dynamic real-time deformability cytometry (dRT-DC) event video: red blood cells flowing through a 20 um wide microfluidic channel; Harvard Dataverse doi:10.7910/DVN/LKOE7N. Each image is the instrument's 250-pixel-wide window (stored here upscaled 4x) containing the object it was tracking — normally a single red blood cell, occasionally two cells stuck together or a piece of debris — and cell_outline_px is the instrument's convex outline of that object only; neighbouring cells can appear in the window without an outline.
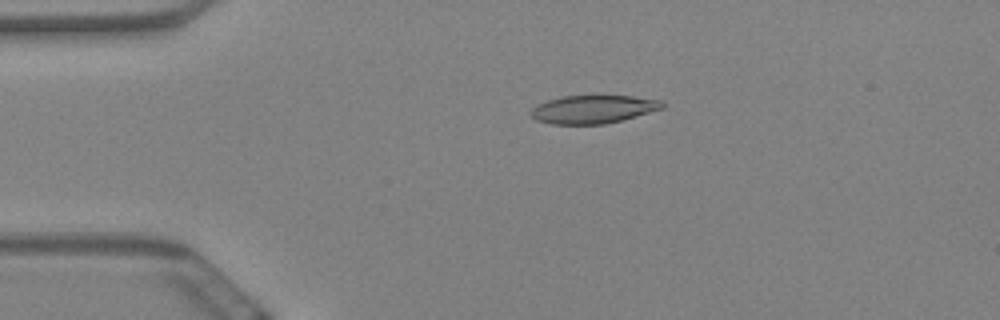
{"species": "Egyptian fruit bat (a non-hibernating species)", "species_latin": "Rousettus aegyptiacus", "temperature_condition": "warm", "stored_images_in_passage": 60, "camera_frame_rate_fps": 3000, "um_per_image_px": 0.085, "animal": {"sex": "female"}, "frame": {"image": 1, "passage_image": 13, "time_ms": 4.0, "image_size_px": [1000, 320], "cell_outline_px": [[664, 108], [636, 116], [604, 124], [552, 124], [536, 120], [528, 112], [536, 104], [560, 96], [600, 92], [632, 96], [660, 100], [664, 104]], "centroid_in_image_um": [50.39, 9.23], "position_along_channel_um": 34.6, "area_um2": 22.54}}
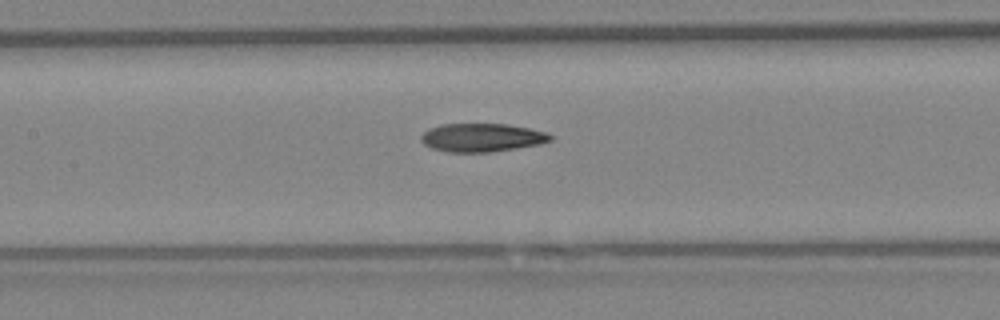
{"frame": {"image": 2, "passage_image": 28, "time_ms": 9.0, "image_size_px": [1000, 320], "cell_outline_px": [[552, 140], [540, 144], [492, 152], [448, 152], [432, 148], [424, 144], [420, 140], [420, 136], [428, 128], [440, 124], [508, 124], [548, 132], [552, 136]], "centroid_in_image_um": [40.95, 11.69], "position_along_channel_um": 166.5, "area_um2": 21.5}}
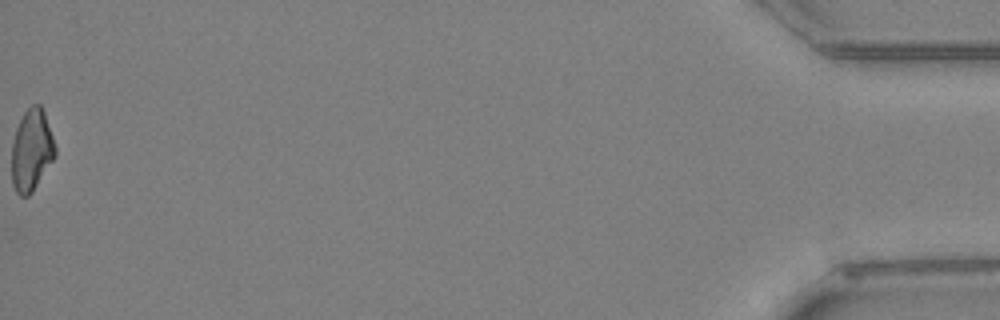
{"frame": {"image": 3, "passage_image": 60, "time_ms": 19.667, "image_size_px": [1000, 320], "cell_outline_px": [[56, 156], [32, 192], [28, 196], [20, 196], [16, 192], [12, 184], [12, 144], [16, 128], [24, 112], [32, 104], [40, 104], [44, 112], [56, 148]], "centroid_in_image_um": [2.68, 12.78], "position_along_channel_um": 432.5, "area_um2": 20.63}, "authors_computed_cell_mechanics": {"area_um2": 21.675, "velocity_mm_per_s": 3.4607, "shape_relaxation_time_tau1_ms": null, "shape_relaxation_time_tau2_ms": 7.9621, "deformation_change_tau1": null, "deformation_change_tau2": 0.1635}}